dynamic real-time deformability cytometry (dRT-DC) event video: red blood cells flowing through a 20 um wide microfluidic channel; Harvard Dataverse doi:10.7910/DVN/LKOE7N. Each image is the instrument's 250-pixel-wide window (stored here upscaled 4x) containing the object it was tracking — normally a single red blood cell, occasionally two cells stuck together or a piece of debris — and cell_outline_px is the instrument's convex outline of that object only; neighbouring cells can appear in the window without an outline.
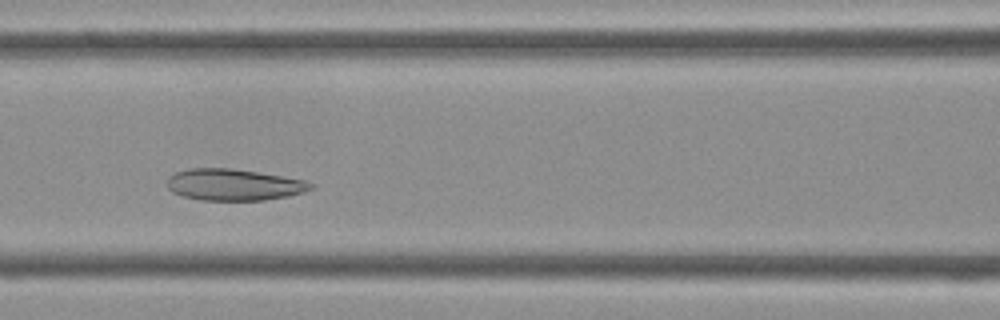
{"species": "Egyptian fruit bat (a non-hibernating species)", "species_latin": "Rousettus aegyptiacus", "temperature_condition": "cold", "stored_images_in_passage": 38, "camera_frame_rate_fps": 3000, "um_per_image_px": 0.085, "frame": {"image": 1, "passage_image": 13, "time_ms": 4.0, "image_size_px": [1000, 320], "cell_outline_px": [[316, 188], [304, 192], [288, 196], [264, 200], [200, 200], [184, 196], [172, 192], [168, 188], [168, 176], [176, 172], [188, 168], [228, 168], [256, 172], [308, 180], [316, 184]], "centroid_in_image_um": [19.93, 15.7], "position_along_channel_um": 146.7, "area_um2": 26.53}}
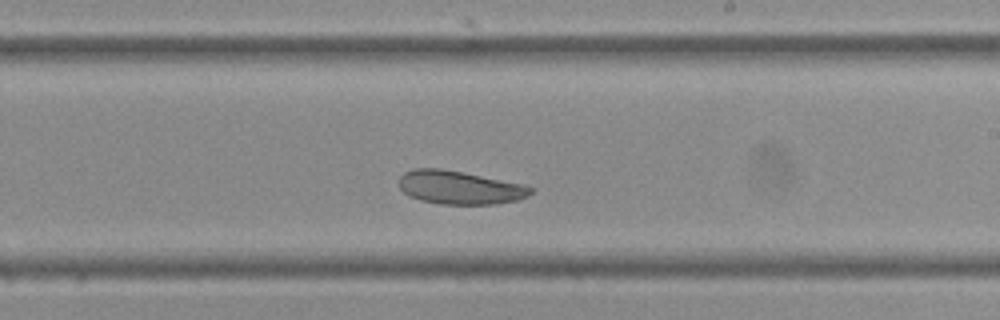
{"frame": {"image": 2, "passage_image": 20, "time_ms": 6.333, "image_size_px": [1000, 320], "cell_outline_px": [[532, 192], [520, 200], [496, 204], [440, 204], [420, 200], [408, 196], [400, 188], [400, 176], [404, 172], [412, 168], [440, 168], [524, 184], [532, 188]], "centroid_in_image_um": [39.05, 15.94], "position_along_channel_um": 249.9, "area_um2": 25.61}}
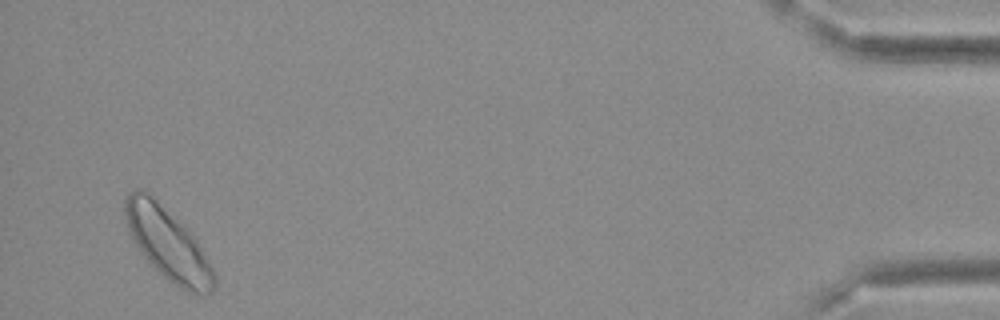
{"frame": {"image": 3, "passage_image": 37, "time_ms": 12.0, "image_size_px": [1000, 320], "cell_outline_px": [[216, 288], [212, 292], [204, 296], [200, 296], [180, 288], [168, 280], [140, 252], [128, 228], [124, 216], [124, 200], [128, 192], [140, 188], [144, 188], [184, 224], [196, 236], [216, 276]], "centroid_in_image_um": [14.3, 20.71], "position_along_channel_um": 420.9, "area_um2": 37.74}}